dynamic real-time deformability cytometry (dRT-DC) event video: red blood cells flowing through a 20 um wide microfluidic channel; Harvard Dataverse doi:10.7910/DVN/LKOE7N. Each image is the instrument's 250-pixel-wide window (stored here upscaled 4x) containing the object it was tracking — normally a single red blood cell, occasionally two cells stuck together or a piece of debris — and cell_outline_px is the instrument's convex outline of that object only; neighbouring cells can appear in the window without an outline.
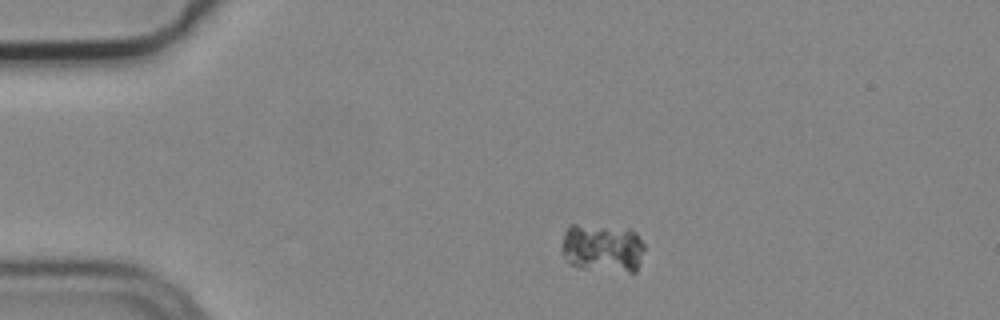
{"species": "common noctule bat (a hibernating species)", "species_latin": "Nyctalus noctula", "temperature_condition": "cold", "stored_images_in_passage": 8, "camera_frame_rate_fps": 3000, "um_per_image_px": 0.085, "animal": {"sex": "male", "body_mass_g": 19.2, "forearm_length_mm": 51.8}, "frame": {"image": 1, "passage_image": 1, "time_ms": 0.0, "image_size_px": [1000, 320], "cell_outline_px": [[644, 248], [636, 272], [628, 272], [580, 268], [568, 264], [560, 252], [560, 248], [564, 232], [572, 224], [576, 224], [628, 228], [636, 232], [644, 244]], "centroid_in_image_um": [51.18, 21.08], "position_along_channel_um": 33.8, "area_um2": 23.81}}